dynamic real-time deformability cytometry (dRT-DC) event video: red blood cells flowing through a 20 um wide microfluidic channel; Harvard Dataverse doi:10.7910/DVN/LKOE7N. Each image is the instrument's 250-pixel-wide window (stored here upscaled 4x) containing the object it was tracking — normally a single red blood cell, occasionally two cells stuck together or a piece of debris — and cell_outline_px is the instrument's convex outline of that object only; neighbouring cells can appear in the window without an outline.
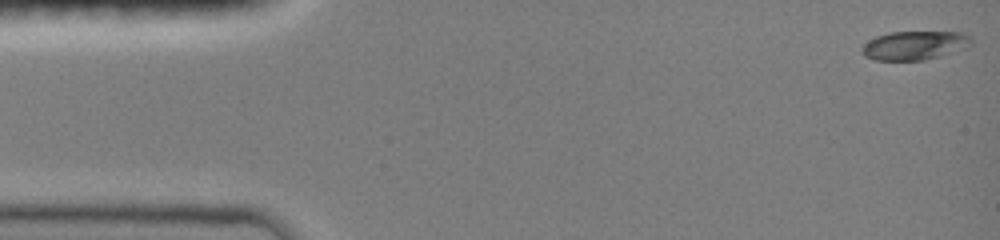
{"species": "common noctule bat (a hibernating species)", "species_latin": "Nyctalus noctula", "temperature_condition": "room temperature", "stored_images_in_passage": 8, "camera_frame_rate_fps": 3000, "um_per_image_px": 0.085, "animal": {"sex": "female", "body_mass_g": 19.0, "forearm_length_mm": 51.5}, "frame": {"image": 1, "passage_image": 1, "time_ms": 0.0, "image_size_px": [1000, 240], "cell_outline_px": [[972, 44], [964, 48], [940, 56], [924, 60], [876, 60], [864, 56], [860, 52], [860, 48], [868, 40], [876, 36], [888, 32], [964, 32], [972, 36]], "centroid_in_image_um": [77.72, 3.85], "position_along_channel_um": 7.3, "area_um2": 18.55}}